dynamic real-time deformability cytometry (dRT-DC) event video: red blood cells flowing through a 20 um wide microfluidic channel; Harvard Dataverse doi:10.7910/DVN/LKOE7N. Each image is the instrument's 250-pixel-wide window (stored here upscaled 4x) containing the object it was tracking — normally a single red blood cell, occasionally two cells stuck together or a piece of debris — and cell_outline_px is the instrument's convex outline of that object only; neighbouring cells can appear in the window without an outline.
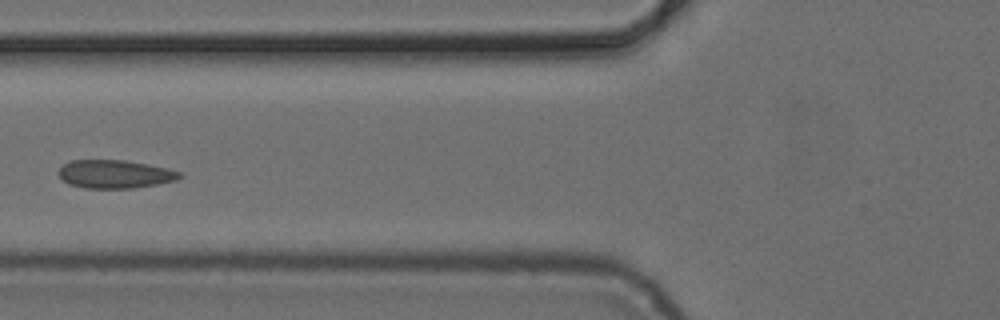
{"species": "common noctule bat (a hibernating species)", "species_latin": "Nyctalus noctula", "temperature_condition": "cold", "stored_images_in_passage": 4, "camera_frame_rate_fps": 3000, "um_per_image_px": 0.085, "animal": {"sex": "female", "body_mass_g": 24.6, "forearm_length_mm": 56.2}, "frame": {"image": 1, "passage_image": 4, "time_ms": 3.667, "image_size_px": [1000, 320], "cell_outline_px": [[184, 176], [176, 180], [156, 184], [132, 188], [84, 188], [68, 184], [56, 172], [64, 164], [72, 160], [124, 160], [148, 164], [168, 168], [184, 172]], "centroid_in_image_um": [9.8, 14.79], "position_along_channel_um": 116.0, "area_um2": 20.06}}